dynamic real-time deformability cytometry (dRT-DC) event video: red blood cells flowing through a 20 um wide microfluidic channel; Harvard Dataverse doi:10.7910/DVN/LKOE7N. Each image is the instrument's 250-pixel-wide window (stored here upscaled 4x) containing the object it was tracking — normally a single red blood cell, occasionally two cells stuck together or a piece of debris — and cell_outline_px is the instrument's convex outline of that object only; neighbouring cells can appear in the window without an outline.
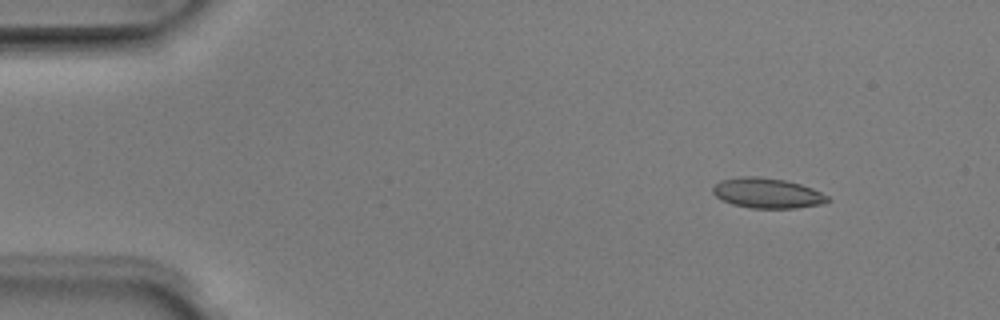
{"species": "Egyptian fruit bat (a non-hibernating species)", "species_latin": "Rousettus aegyptiacus", "temperature_condition": "room temperature", "stored_images_in_passage": 6, "camera_frame_rate_fps": 3000, "um_per_image_px": 0.085, "animal": {"sex": "male"}, "frame": {"image": 1, "passage_image": 1, "time_ms": 0.0, "image_size_px": [1000, 320], "cell_outline_px": [[832, 200], [824, 204], [796, 208], [752, 208], [732, 204], [720, 200], [712, 192], [712, 188], [720, 180], [740, 176], [760, 176], [784, 180], [800, 184], [812, 188], [828, 196]], "centroid_in_image_um": [65.21, 16.41], "position_along_channel_um": 19.8, "area_um2": 20.35}}
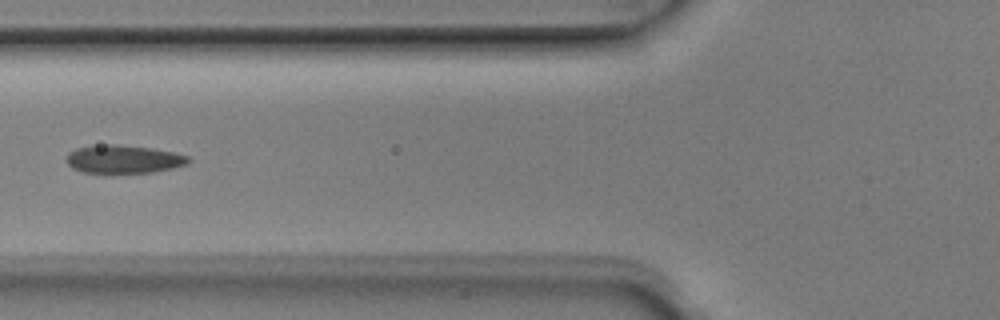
{"frame": {"image": 2, "passage_image": 5, "time_ms": 1.333, "image_size_px": [1000, 320], "cell_outline_px": [[192, 160], [188, 164], [172, 168], [152, 172], [84, 172], [72, 168], [64, 160], [68, 152], [76, 148], [108, 144], [116, 144], [152, 148], [176, 152], [188, 156]], "centroid_in_image_um": [10.52, 13.52], "position_along_channel_um": 115.3, "area_um2": 20.0}}
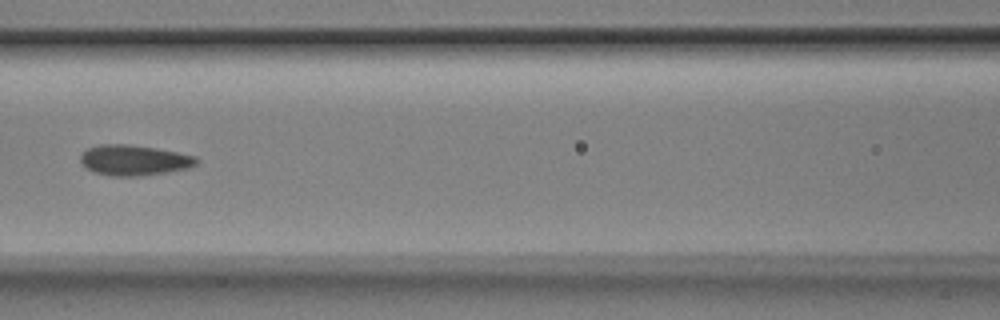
{"frame": {"image": 3, "passage_image": 6, "time_ms": 1.667, "image_size_px": [1000, 320], "cell_outline_px": [[200, 160], [196, 164], [188, 168], [168, 172], [140, 176], [108, 176], [92, 172], [80, 160], [80, 156], [88, 148], [100, 144], [128, 144], [156, 148], [196, 156]], "centroid_in_image_um": [11.41, 13.62], "position_along_channel_um": 155.2, "area_um2": 20.63}}